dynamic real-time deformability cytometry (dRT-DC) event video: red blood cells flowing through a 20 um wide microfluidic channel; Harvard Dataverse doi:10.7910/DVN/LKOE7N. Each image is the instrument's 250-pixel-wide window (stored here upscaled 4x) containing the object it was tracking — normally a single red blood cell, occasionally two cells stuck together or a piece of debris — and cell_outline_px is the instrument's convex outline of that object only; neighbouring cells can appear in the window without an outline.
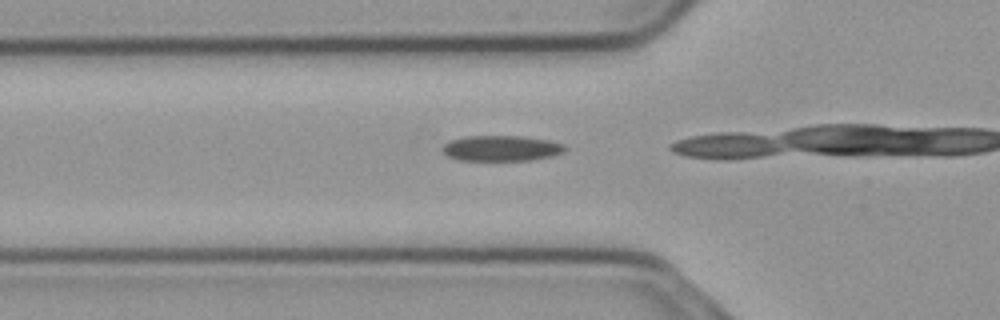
{"species": "common noctule bat (a hibernating species)", "species_latin": "Nyctalus noctula", "temperature_condition": "cold", "stored_images_in_passage": 3, "camera_frame_rate_fps": 3000, "um_per_image_px": 0.085, "animal": {"sex": "male", "body_mass_g": 23.1, "forearm_length_mm": 52.7}, "frame": {"image": 1, "passage_image": 2, "time_ms": 0.333, "image_size_px": [1000, 320], "cell_outline_px": [[564, 152], [552, 156], [532, 160], [460, 160], [448, 156], [444, 152], [444, 144], [448, 140], [464, 136], [520, 136], [548, 140], [564, 144]], "centroid_in_image_um": [42.61, 12.6], "position_along_channel_um": 83.2, "area_um2": 18.15}}